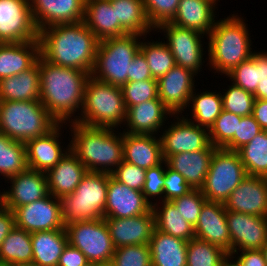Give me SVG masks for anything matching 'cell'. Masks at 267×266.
Segmentation results:
<instances>
[{"instance_id":"17","label":"cell","mask_w":267,"mask_h":266,"mask_svg":"<svg viewBox=\"0 0 267 266\" xmlns=\"http://www.w3.org/2000/svg\"><path fill=\"white\" fill-rule=\"evenodd\" d=\"M194 76L196 74L191 70L175 65L157 80L158 97L171 113L182 115L184 109H187L195 89Z\"/></svg>"},{"instance_id":"11","label":"cell","mask_w":267,"mask_h":266,"mask_svg":"<svg viewBox=\"0 0 267 266\" xmlns=\"http://www.w3.org/2000/svg\"><path fill=\"white\" fill-rule=\"evenodd\" d=\"M154 31L166 33L164 36L167 41L164 43L172 52L176 65L189 69L196 75L202 71V63L205 62L203 55L206 54L202 44L204 35L170 22L161 24Z\"/></svg>"},{"instance_id":"55","label":"cell","mask_w":267,"mask_h":266,"mask_svg":"<svg viewBox=\"0 0 267 266\" xmlns=\"http://www.w3.org/2000/svg\"><path fill=\"white\" fill-rule=\"evenodd\" d=\"M89 261L78 248L69 243L63 249L58 266H85Z\"/></svg>"},{"instance_id":"42","label":"cell","mask_w":267,"mask_h":266,"mask_svg":"<svg viewBox=\"0 0 267 266\" xmlns=\"http://www.w3.org/2000/svg\"><path fill=\"white\" fill-rule=\"evenodd\" d=\"M226 92H222L223 110L244 117L251 115L255 96L246 90L234 85L228 86Z\"/></svg>"},{"instance_id":"51","label":"cell","mask_w":267,"mask_h":266,"mask_svg":"<svg viewBox=\"0 0 267 266\" xmlns=\"http://www.w3.org/2000/svg\"><path fill=\"white\" fill-rule=\"evenodd\" d=\"M146 169L124 160L111 173V176L118 182L124 183L127 187L141 191L145 183Z\"/></svg>"},{"instance_id":"63","label":"cell","mask_w":267,"mask_h":266,"mask_svg":"<svg viewBox=\"0 0 267 266\" xmlns=\"http://www.w3.org/2000/svg\"><path fill=\"white\" fill-rule=\"evenodd\" d=\"M85 266H98V264L89 262Z\"/></svg>"},{"instance_id":"40","label":"cell","mask_w":267,"mask_h":266,"mask_svg":"<svg viewBox=\"0 0 267 266\" xmlns=\"http://www.w3.org/2000/svg\"><path fill=\"white\" fill-rule=\"evenodd\" d=\"M229 254L207 241L193 238L187 243V266H223Z\"/></svg>"},{"instance_id":"25","label":"cell","mask_w":267,"mask_h":266,"mask_svg":"<svg viewBox=\"0 0 267 266\" xmlns=\"http://www.w3.org/2000/svg\"><path fill=\"white\" fill-rule=\"evenodd\" d=\"M156 136L123 132V160L144 169L161 164L162 143L160 135Z\"/></svg>"},{"instance_id":"58","label":"cell","mask_w":267,"mask_h":266,"mask_svg":"<svg viewBox=\"0 0 267 266\" xmlns=\"http://www.w3.org/2000/svg\"><path fill=\"white\" fill-rule=\"evenodd\" d=\"M258 65L259 82L267 79V52H253L251 56Z\"/></svg>"},{"instance_id":"3","label":"cell","mask_w":267,"mask_h":266,"mask_svg":"<svg viewBox=\"0 0 267 266\" xmlns=\"http://www.w3.org/2000/svg\"><path fill=\"white\" fill-rule=\"evenodd\" d=\"M68 123L72 137L70 150L87 171L111 174L123 161V132L116 133L112 128L90 127L75 121Z\"/></svg>"},{"instance_id":"48","label":"cell","mask_w":267,"mask_h":266,"mask_svg":"<svg viewBox=\"0 0 267 266\" xmlns=\"http://www.w3.org/2000/svg\"><path fill=\"white\" fill-rule=\"evenodd\" d=\"M201 190L192 189L187 194L182 195L171 202L178 209L182 217L190 223L192 227H195L198 221L203 204L206 202Z\"/></svg>"},{"instance_id":"52","label":"cell","mask_w":267,"mask_h":266,"mask_svg":"<svg viewBox=\"0 0 267 266\" xmlns=\"http://www.w3.org/2000/svg\"><path fill=\"white\" fill-rule=\"evenodd\" d=\"M191 190L192 188L186 179L178 171L171 169L166 163L164 201H172L187 194Z\"/></svg>"},{"instance_id":"28","label":"cell","mask_w":267,"mask_h":266,"mask_svg":"<svg viewBox=\"0 0 267 266\" xmlns=\"http://www.w3.org/2000/svg\"><path fill=\"white\" fill-rule=\"evenodd\" d=\"M40 55L39 40L0 43V80L31 68Z\"/></svg>"},{"instance_id":"26","label":"cell","mask_w":267,"mask_h":266,"mask_svg":"<svg viewBox=\"0 0 267 266\" xmlns=\"http://www.w3.org/2000/svg\"><path fill=\"white\" fill-rule=\"evenodd\" d=\"M215 9L216 4L210 0H180L170 23L208 37L216 22Z\"/></svg>"},{"instance_id":"39","label":"cell","mask_w":267,"mask_h":266,"mask_svg":"<svg viewBox=\"0 0 267 266\" xmlns=\"http://www.w3.org/2000/svg\"><path fill=\"white\" fill-rule=\"evenodd\" d=\"M27 168L25 143L0 133V175L8 179Z\"/></svg>"},{"instance_id":"37","label":"cell","mask_w":267,"mask_h":266,"mask_svg":"<svg viewBox=\"0 0 267 266\" xmlns=\"http://www.w3.org/2000/svg\"><path fill=\"white\" fill-rule=\"evenodd\" d=\"M200 93H195L194 89L191 94L187 107L188 109L191 107L192 119L188 120L209 130L223 110L221 91L219 93L212 91Z\"/></svg>"},{"instance_id":"30","label":"cell","mask_w":267,"mask_h":266,"mask_svg":"<svg viewBox=\"0 0 267 266\" xmlns=\"http://www.w3.org/2000/svg\"><path fill=\"white\" fill-rule=\"evenodd\" d=\"M84 23L99 41L129 34L116 20L110 0H86Z\"/></svg>"},{"instance_id":"16","label":"cell","mask_w":267,"mask_h":266,"mask_svg":"<svg viewBox=\"0 0 267 266\" xmlns=\"http://www.w3.org/2000/svg\"><path fill=\"white\" fill-rule=\"evenodd\" d=\"M231 253L262 249L267 243V217L226 211Z\"/></svg>"},{"instance_id":"2","label":"cell","mask_w":267,"mask_h":266,"mask_svg":"<svg viewBox=\"0 0 267 266\" xmlns=\"http://www.w3.org/2000/svg\"><path fill=\"white\" fill-rule=\"evenodd\" d=\"M39 70L41 103L59 123L68 126V121H75V112L82 110L85 87L91 74L55 65L41 55Z\"/></svg>"},{"instance_id":"45","label":"cell","mask_w":267,"mask_h":266,"mask_svg":"<svg viewBox=\"0 0 267 266\" xmlns=\"http://www.w3.org/2000/svg\"><path fill=\"white\" fill-rule=\"evenodd\" d=\"M112 266H152L149 245H129L115 248Z\"/></svg>"},{"instance_id":"35","label":"cell","mask_w":267,"mask_h":266,"mask_svg":"<svg viewBox=\"0 0 267 266\" xmlns=\"http://www.w3.org/2000/svg\"><path fill=\"white\" fill-rule=\"evenodd\" d=\"M33 262L31 233L17 227L0 246V266H19Z\"/></svg>"},{"instance_id":"12","label":"cell","mask_w":267,"mask_h":266,"mask_svg":"<svg viewBox=\"0 0 267 266\" xmlns=\"http://www.w3.org/2000/svg\"><path fill=\"white\" fill-rule=\"evenodd\" d=\"M175 122L161 132L162 156L165 160L168 156L182 152H193L203 149H216L211 144L209 131L188 120V117L173 114Z\"/></svg>"},{"instance_id":"23","label":"cell","mask_w":267,"mask_h":266,"mask_svg":"<svg viewBox=\"0 0 267 266\" xmlns=\"http://www.w3.org/2000/svg\"><path fill=\"white\" fill-rule=\"evenodd\" d=\"M194 233L196 238L216 245L231 254V237L224 203L206 201L194 227Z\"/></svg>"},{"instance_id":"18","label":"cell","mask_w":267,"mask_h":266,"mask_svg":"<svg viewBox=\"0 0 267 266\" xmlns=\"http://www.w3.org/2000/svg\"><path fill=\"white\" fill-rule=\"evenodd\" d=\"M86 0H29L37 29L84 21Z\"/></svg>"},{"instance_id":"8","label":"cell","mask_w":267,"mask_h":266,"mask_svg":"<svg viewBox=\"0 0 267 266\" xmlns=\"http://www.w3.org/2000/svg\"><path fill=\"white\" fill-rule=\"evenodd\" d=\"M108 181L109 173L87 171L73 193L59 198L64 225L104 218Z\"/></svg>"},{"instance_id":"32","label":"cell","mask_w":267,"mask_h":266,"mask_svg":"<svg viewBox=\"0 0 267 266\" xmlns=\"http://www.w3.org/2000/svg\"><path fill=\"white\" fill-rule=\"evenodd\" d=\"M187 241L154 229L149 241L152 266H187Z\"/></svg>"},{"instance_id":"56","label":"cell","mask_w":267,"mask_h":266,"mask_svg":"<svg viewBox=\"0 0 267 266\" xmlns=\"http://www.w3.org/2000/svg\"><path fill=\"white\" fill-rule=\"evenodd\" d=\"M15 228L14 213L0 203V246L5 237Z\"/></svg>"},{"instance_id":"22","label":"cell","mask_w":267,"mask_h":266,"mask_svg":"<svg viewBox=\"0 0 267 266\" xmlns=\"http://www.w3.org/2000/svg\"><path fill=\"white\" fill-rule=\"evenodd\" d=\"M226 211L267 217V182L264 177L247 176L224 203Z\"/></svg>"},{"instance_id":"29","label":"cell","mask_w":267,"mask_h":266,"mask_svg":"<svg viewBox=\"0 0 267 266\" xmlns=\"http://www.w3.org/2000/svg\"><path fill=\"white\" fill-rule=\"evenodd\" d=\"M215 149H203L193 152H182L168 156L167 165L178 171L192 189L201 190L210 167Z\"/></svg>"},{"instance_id":"57","label":"cell","mask_w":267,"mask_h":266,"mask_svg":"<svg viewBox=\"0 0 267 266\" xmlns=\"http://www.w3.org/2000/svg\"><path fill=\"white\" fill-rule=\"evenodd\" d=\"M252 115L261 129L267 131V100L255 99Z\"/></svg>"},{"instance_id":"9","label":"cell","mask_w":267,"mask_h":266,"mask_svg":"<svg viewBox=\"0 0 267 266\" xmlns=\"http://www.w3.org/2000/svg\"><path fill=\"white\" fill-rule=\"evenodd\" d=\"M247 176L237 151L216 148L201 192L207 201L225 203Z\"/></svg>"},{"instance_id":"20","label":"cell","mask_w":267,"mask_h":266,"mask_svg":"<svg viewBox=\"0 0 267 266\" xmlns=\"http://www.w3.org/2000/svg\"><path fill=\"white\" fill-rule=\"evenodd\" d=\"M115 248L148 245L155 229V216L148 213L129 218H104Z\"/></svg>"},{"instance_id":"27","label":"cell","mask_w":267,"mask_h":266,"mask_svg":"<svg viewBox=\"0 0 267 266\" xmlns=\"http://www.w3.org/2000/svg\"><path fill=\"white\" fill-rule=\"evenodd\" d=\"M86 173L84 164L70 150L46 172L49 193L57 198L73 193Z\"/></svg>"},{"instance_id":"5","label":"cell","mask_w":267,"mask_h":266,"mask_svg":"<svg viewBox=\"0 0 267 266\" xmlns=\"http://www.w3.org/2000/svg\"><path fill=\"white\" fill-rule=\"evenodd\" d=\"M80 113H77L79 116L75 115L77 123L118 130L117 127L125 125L127 116L121 87L98 81L91 76L85 87Z\"/></svg>"},{"instance_id":"41","label":"cell","mask_w":267,"mask_h":266,"mask_svg":"<svg viewBox=\"0 0 267 266\" xmlns=\"http://www.w3.org/2000/svg\"><path fill=\"white\" fill-rule=\"evenodd\" d=\"M146 36H143L141 41L140 52L144 55L152 77L158 80L164 76L176 63L169 47L162 41H146Z\"/></svg>"},{"instance_id":"43","label":"cell","mask_w":267,"mask_h":266,"mask_svg":"<svg viewBox=\"0 0 267 266\" xmlns=\"http://www.w3.org/2000/svg\"><path fill=\"white\" fill-rule=\"evenodd\" d=\"M241 118L237 114L222 110L208 130L211 144L216 148H223L237 133Z\"/></svg>"},{"instance_id":"13","label":"cell","mask_w":267,"mask_h":266,"mask_svg":"<svg viewBox=\"0 0 267 266\" xmlns=\"http://www.w3.org/2000/svg\"><path fill=\"white\" fill-rule=\"evenodd\" d=\"M39 40L29 0H0V43Z\"/></svg>"},{"instance_id":"6","label":"cell","mask_w":267,"mask_h":266,"mask_svg":"<svg viewBox=\"0 0 267 266\" xmlns=\"http://www.w3.org/2000/svg\"><path fill=\"white\" fill-rule=\"evenodd\" d=\"M58 123L41 101H0V133L13 140L26 143Z\"/></svg>"},{"instance_id":"14","label":"cell","mask_w":267,"mask_h":266,"mask_svg":"<svg viewBox=\"0 0 267 266\" xmlns=\"http://www.w3.org/2000/svg\"><path fill=\"white\" fill-rule=\"evenodd\" d=\"M15 227L29 233L65 228L60 199L49 194L13 210Z\"/></svg>"},{"instance_id":"4","label":"cell","mask_w":267,"mask_h":266,"mask_svg":"<svg viewBox=\"0 0 267 266\" xmlns=\"http://www.w3.org/2000/svg\"><path fill=\"white\" fill-rule=\"evenodd\" d=\"M245 20L235 14L216 20L209 33L208 63L210 70L227 75L252 54L251 36Z\"/></svg>"},{"instance_id":"34","label":"cell","mask_w":267,"mask_h":266,"mask_svg":"<svg viewBox=\"0 0 267 266\" xmlns=\"http://www.w3.org/2000/svg\"><path fill=\"white\" fill-rule=\"evenodd\" d=\"M157 202L152 205L156 230L187 242L195 238L194 227L182 217L171 201Z\"/></svg>"},{"instance_id":"21","label":"cell","mask_w":267,"mask_h":266,"mask_svg":"<svg viewBox=\"0 0 267 266\" xmlns=\"http://www.w3.org/2000/svg\"><path fill=\"white\" fill-rule=\"evenodd\" d=\"M63 124L66 125L58 123L47 134L30 139L25 143L28 168L46 173L70 151V141L64 149L59 139L62 136Z\"/></svg>"},{"instance_id":"64","label":"cell","mask_w":267,"mask_h":266,"mask_svg":"<svg viewBox=\"0 0 267 266\" xmlns=\"http://www.w3.org/2000/svg\"><path fill=\"white\" fill-rule=\"evenodd\" d=\"M98 266H112L110 263L109 264H102V265H99Z\"/></svg>"},{"instance_id":"65","label":"cell","mask_w":267,"mask_h":266,"mask_svg":"<svg viewBox=\"0 0 267 266\" xmlns=\"http://www.w3.org/2000/svg\"><path fill=\"white\" fill-rule=\"evenodd\" d=\"M210 1L214 2L216 5L218 4L217 3L218 1L220 2V0H210Z\"/></svg>"},{"instance_id":"31","label":"cell","mask_w":267,"mask_h":266,"mask_svg":"<svg viewBox=\"0 0 267 266\" xmlns=\"http://www.w3.org/2000/svg\"><path fill=\"white\" fill-rule=\"evenodd\" d=\"M39 57L28 70L0 80V101H40Z\"/></svg>"},{"instance_id":"15","label":"cell","mask_w":267,"mask_h":266,"mask_svg":"<svg viewBox=\"0 0 267 266\" xmlns=\"http://www.w3.org/2000/svg\"><path fill=\"white\" fill-rule=\"evenodd\" d=\"M7 181L11 185L7 191L0 192V203L12 211L50 194L45 172L27 168Z\"/></svg>"},{"instance_id":"50","label":"cell","mask_w":267,"mask_h":266,"mask_svg":"<svg viewBox=\"0 0 267 266\" xmlns=\"http://www.w3.org/2000/svg\"><path fill=\"white\" fill-rule=\"evenodd\" d=\"M262 131L260 125L256 122L253 115L244 116L238 123L237 133L223 147L230 151H237L245 144L249 143L257 134Z\"/></svg>"},{"instance_id":"7","label":"cell","mask_w":267,"mask_h":266,"mask_svg":"<svg viewBox=\"0 0 267 266\" xmlns=\"http://www.w3.org/2000/svg\"><path fill=\"white\" fill-rule=\"evenodd\" d=\"M142 36L126 34L100 40L91 76L117 87L125 85L128 82L130 64L140 51Z\"/></svg>"},{"instance_id":"60","label":"cell","mask_w":267,"mask_h":266,"mask_svg":"<svg viewBox=\"0 0 267 266\" xmlns=\"http://www.w3.org/2000/svg\"><path fill=\"white\" fill-rule=\"evenodd\" d=\"M267 264V243L263 246V248L261 249Z\"/></svg>"},{"instance_id":"24","label":"cell","mask_w":267,"mask_h":266,"mask_svg":"<svg viewBox=\"0 0 267 266\" xmlns=\"http://www.w3.org/2000/svg\"><path fill=\"white\" fill-rule=\"evenodd\" d=\"M169 116V117H168ZM173 113L158 98L133 105L127 109L126 129L129 134L161 135L166 119Z\"/></svg>"},{"instance_id":"53","label":"cell","mask_w":267,"mask_h":266,"mask_svg":"<svg viewBox=\"0 0 267 266\" xmlns=\"http://www.w3.org/2000/svg\"><path fill=\"white\" fill-rule=\"evenodd\" d=\"M238 252H241L239 256H237ZM229 258L237 266H267L261 249L235 251L229 255Z\"/></svg>"},{"instance_id":"44","label":"cell","mask_w":267,"mask_h":266,"mask_svg":"<svg viewBox=\"0 0 267 266\" xmlns=\"http://www.w3.org/2000/svg\"><path fill=\"white\" fill-rule=\"evenodd\" d=\"M126 109L133 105L158 98V82L148 79L137 82H127L121 87Z\"/></svg>"},{"instance_id":"54","label":"cell","mask_w":267,"mask_h":266,"mask_svg":"<svg viewBox=\"0 0 267 266\" xmlns=\"http://www.w3.org/2000/svg\"><path fill=\"white\" fill-rule=\"evenodd\" d=\"M154 79L144 55L139 51L130 64L128 82Z\"/></svg>"},{"instance_id":"10","label":"cell","mask_w":267,"mask_h":266,"mask_svg":"<svg viewBox=\"0 0 267 266\" xmlns=\"http://www.w3.org/2000/svg\"><path fill=\"white\" fill-rule=\"evenodd\" d=\"M68 243L86 256L91 263H111L115 247L104 218L77 221L65 225Z\"/></svg>"},{"instance_id":"19","label":"cell","mask_w":267,"mask_h":266,"mask_svg":"<svg viewBox=\"0 0 267 266\" xmlns=\"http://www.w3.org/2000/svg\"><path fill=\"white\" fill-rule=\"evenodd\" d=\"M152 205L141 191L127 187L109 174L104 218H129L148 213Z\"/></svg>"},{"instance_id":"59","label":"cell","mask_w":267,"mask_h":266,"mask_svg":"<svg viewBox=\"0 0 267 266\" xmlns=\"http://www.w3.org/2000/svg\"><path fill=\"white\" fill-rule=\"evenodd\" d=\"M254 96L255 99L267 100V79L258 83Z\"/></svg>"},{"instance_id":"38","label":"cell","mask_w":267,"mask_h":266,"mask_svg":"<svg viewBox=\"0 0 267 266\" xmlns=\"http://www.w3.org/2000/svg\"><path fill=\"white\" fill-rule=\"evenodd\" d=\"M237 152L248 176L265 177L267 175L266 130H262Z\"/></svg>"},{"instance_id":"61","label":"cell","mask_w":267,"mask_h":266,"mask_svg":"<svg viewBox=\"0 0 267 266\" xmlns=\"http://www.w3.org/2000/svg\"><path fill=\"white\" fill-rule=\"evenodd\" d=\"M223 266H237L230 258L225 262Z\"/></svg>"},{"instance_id":"62","label":"cell","mask_w":267,"mask_h":266,"mask_svg":"<svg viewBox=\"0 0 267 266\" xmlns=\"http://www.w3.org/2000/svg\"><path fill=\"white\" fill-rule=\"evenodd\" d=\"M19 266H39V265H36L34 263H29V264H23V265H19Z\"/></svg>"},{"instance_id":"49","label":"cell","mask_w":267,"mask_h":266,"mask_svg":"<svg viewBox=\"0 0 267 266\" xmlns=\"http://www.w3.org/2000/svg\"><path fill=\"white\" fill-rule=\"evenodd\" d=\"M165 170V160L158 166L146 169L145 183L142 193L151 205H153L154 202L150 199L157 198L159 200L161 197L160 200L164 201Z\"/></svg>"},{"instance_id":"46","label":"cell","mask_w":267,"mask_h":266,"mask_svg":"<svg viewBox=\"0 0 267 266\" xmlns=\"http://www.w3.org/2000/svg\"><path fill=\"white\" fill-rule=\"evenodd\" d=\"M180 0H143L148 21L153 29L171 22L176 15Z\"/></svg>"},{"instance_id":"1","label":"cell","mask_w":267,"mask_h":266,"mask_svg":"<svg viewBox=\"0 0 267 266\" xmlns=\"http://www.w3.org/2000/svg\"><path fill=\"white\" fill-rule=\"evenodd\" d=\"M39 43L40 55L45 60L92 73L99 40L84 21L41 29Z\"/></svg>"},{"instance_id":"33","label":"cell","mask_w":267,"mask_h":266,"mask_svg":"<svg viewBox=\"0 0 267 266\" xmlns=\"http://www.w3.org/2000/svg\"><path fill=\"white\" fill-rule=\"evenodd\" d=\"M33 262L39 266H58L63 249L68 244L65 228L31 233Z\"/></svg>"},{"instance_id":"36","label":"cell","mask_w":267,"mask_h":266,"mask_svg":"<svg viewBox=\"0 0 267 266\" xmlns=\"http://www.w3.org/2000/svg\"><path fill=\"white\" fill-rule=\"evenodd\" d=\"M110 3L116 20L129 34L146 36L154 30L147 19L143 0H110Z\"/></svg>"},{"instance_id":"47","label":"cell","mask_w":267,"mask_h":266,"mask_svg":"<svg viewBox=\"0 0 267 266\" xmlns=\"http://www.w3.org/2000/svg\"><path fill=\"white\" fill-rule=\"evenodd\" d=\"M232 83L251 94H255L259 83V69L252 57L243 61L226 75Z\"/></svg>"}]
</instances>
